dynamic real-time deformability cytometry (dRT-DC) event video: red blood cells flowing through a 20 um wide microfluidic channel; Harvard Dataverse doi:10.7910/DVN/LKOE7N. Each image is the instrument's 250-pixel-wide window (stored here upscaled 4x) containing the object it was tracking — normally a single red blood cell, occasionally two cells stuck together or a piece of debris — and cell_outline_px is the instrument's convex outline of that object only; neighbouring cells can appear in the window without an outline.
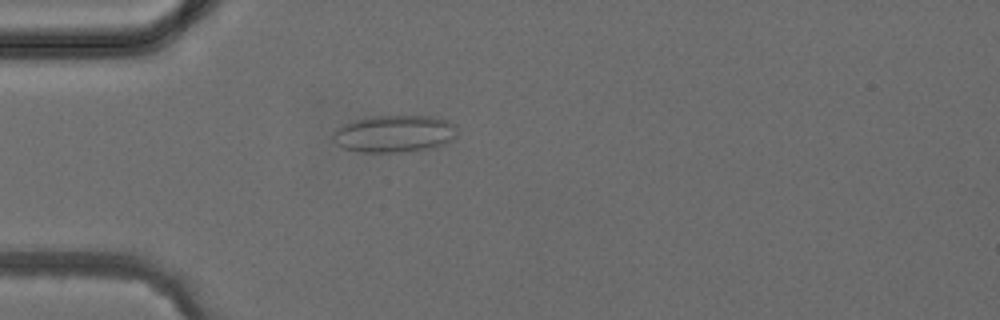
{"species": "common noctule bat (a hibernating species)", "species_latin": "Nyctalus noctula", "temperature_condition": "cold", "stored_images_in_passage": 4, "camera_frame_rate_fps": 3000, "um_per_image_px": 0.085, "animal": {"sex": "female", "body_mass_g": 24.6, "forearm_length_mm": 56.2}, "frame": {"image": 1, "passage_image": 4, "time_ms": 3.667, "image_size_px": [1000, 320], "cell_outline_px": [[456, 136], [452, 140], [436, 148], [404, 152], [360, 152], [344, 148], [336, 144], [332, 140], [332, 132], [336, 128], [344, 124], [356, 120], [372, 116], [432, 116], [448, 120], [456, 124]], "centroid_in_image_um": [33.54, 11.37], "position_along_channel_um": 51.5, "area_um2": 27.28}}